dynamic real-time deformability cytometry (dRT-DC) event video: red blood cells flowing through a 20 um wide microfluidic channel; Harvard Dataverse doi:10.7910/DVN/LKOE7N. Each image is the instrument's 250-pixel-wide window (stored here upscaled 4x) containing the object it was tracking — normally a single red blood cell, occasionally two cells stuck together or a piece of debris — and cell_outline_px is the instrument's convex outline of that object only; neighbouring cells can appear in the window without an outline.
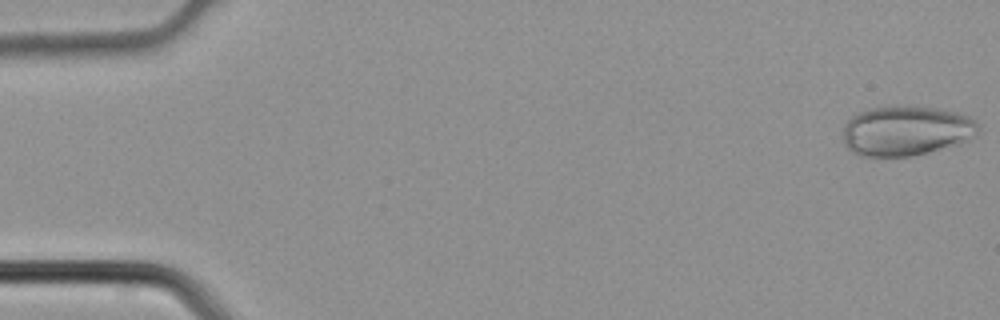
{"species": "common noctule bat (a hibernating species)", "species_latin": "Nyctalus noctula", "temperature_condition": "cold", "stored_images_in_passage": 5, "camera_frame_rate_fps": 3000, "um_per_image_px": 0.085, "animal": {"sex": "male", "body_mass_g": 21.5, "forearm_length_mm": 52.0}, "frame": {"image": 1, "passage_image": 1, "time_ms": 0.0, "image_size_px": [1000, 320], "cell_outline_px": [[980, 124], [976, 132], [960, 144], [912, 156], [860, 156], [852, 152], [844, 144], [844, 124], [852, 116], [868, 108], [936, 108], [956, 112], [968, 116], [976, 120]], "centroid_in_image_um": [77.01, 11.14], "position_along_channel_um": 8.0, "area_um2": 38.67}}